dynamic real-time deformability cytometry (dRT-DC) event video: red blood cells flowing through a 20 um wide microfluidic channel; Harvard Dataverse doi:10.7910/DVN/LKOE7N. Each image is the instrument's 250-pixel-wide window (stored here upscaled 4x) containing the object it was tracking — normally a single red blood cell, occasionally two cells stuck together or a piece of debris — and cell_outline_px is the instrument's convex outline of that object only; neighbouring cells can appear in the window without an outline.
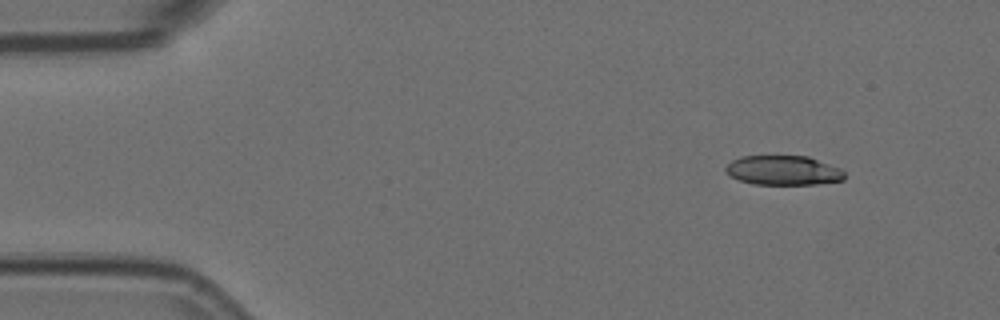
{"species": "Egyptian fruit bat (a non-hibernating species)", "species_latin": "Rousettus aegyptiacus", "temperature_condition": "room temperature", "stored_images_in_passage": 2, "camera_frame_rate_fps": 3000, "um_per_image_px": 0.085, "animal": {"sex": "female"}, "frame": {"image": 1, "passage_image": 1, "time_ms": 0.0, "image_size_px": [1000, 320], "cell_outline_px": [[844, 180], [816, 184], [756, 184], [740, 180], [732, 176], [724, 168], [732, 160], [740, 156], [808, 156], [840, 168], [844, 172]], "centroid_in_image_um": [66.6, 14.47], "position_along_channel_um": 18.4, "area_um2": 20.23}}